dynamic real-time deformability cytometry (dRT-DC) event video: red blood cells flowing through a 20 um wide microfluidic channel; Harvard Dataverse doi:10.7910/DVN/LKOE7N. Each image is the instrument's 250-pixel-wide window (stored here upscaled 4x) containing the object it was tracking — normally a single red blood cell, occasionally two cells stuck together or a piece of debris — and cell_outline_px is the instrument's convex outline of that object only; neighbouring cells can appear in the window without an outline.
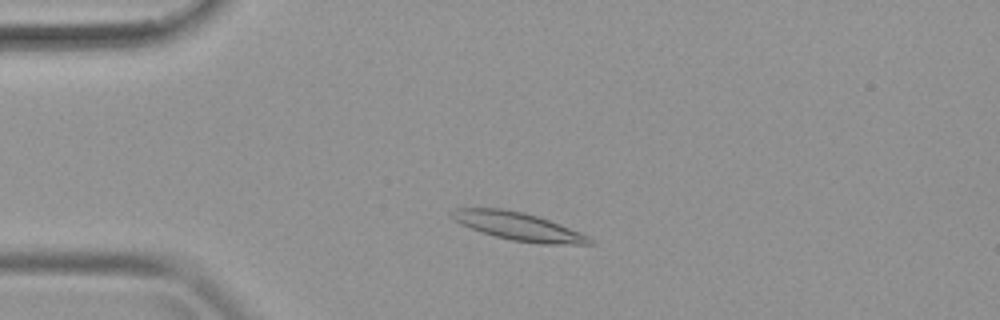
{"species": "common noctule bat (a hibernating species)", "species_latin": "Nyctalus noctula", "temperature_condition": "warm", "stored_images_in_passage": 37, "camera_frame_rate_fps": 3000, "um_per_image_px": 0.085, "animal": {"sex": "female", "body_mass_g": 19.9}, "frame": {"image": 1, "passage_image": 7, "time_ms": 2.0, "image_size_px": [1000, 320], "cell_outline_px": [[596, 244], [540, 244], [512, 240], [496, 236], [460, 224], [448, 216], [456, 208], [504, 208], [524, 212], [548, 220], [580, 232], [588, 236]], "centroid_in_image_um": [44.05, 19.24], "position_along_channel_um": 41.0, "area_um2": 22.25}}
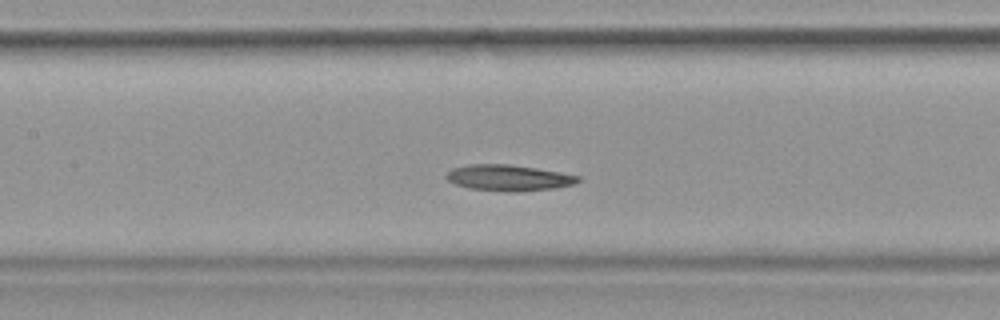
{"frame": {"image": 2, "passage_image": 16, "time_ms": 5.0, "image_size_px": [1000, 320], "cell_outline_px": [[580, 180], [572, 184], [556, 188], [520, 192], [508, 192], [468, 188], [456, 184], [448, 180], [444, 176], [452, 168], [468, 164], [508, 164], [536, 168], [560, 172], [580, 176]], "centroid_in_image_um": [43.22, 15.12], "position_along_channel_um": 164.2, "area_um2": 20.06}}
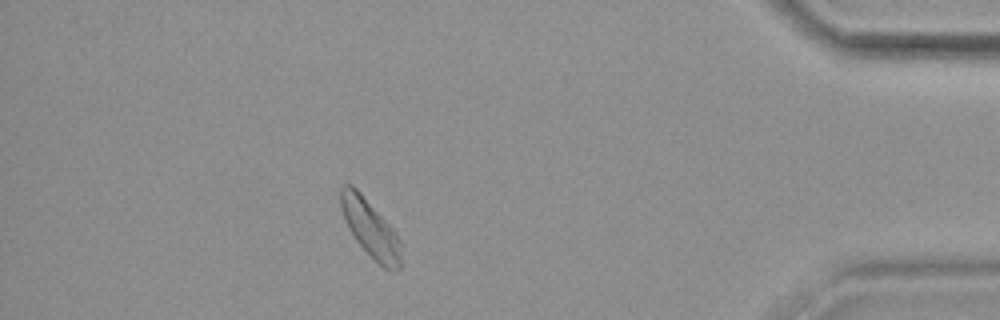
{"frame": {"image": 3, "passage_image": 33, "time_ms": 10.667, "image_size_px": [1000, 320], "cell_outline_px": [[400, 268], [384, 268], [356, 240], [348, 228], [340, 208], [340, 188], [344, 184], [352, 184], [360, 192], [396, 232], [400, 240]], "centroid_in_image_um": [31.44, 19.35], "position_along_channel_um": 403.8, "area_um2": 19.65}}